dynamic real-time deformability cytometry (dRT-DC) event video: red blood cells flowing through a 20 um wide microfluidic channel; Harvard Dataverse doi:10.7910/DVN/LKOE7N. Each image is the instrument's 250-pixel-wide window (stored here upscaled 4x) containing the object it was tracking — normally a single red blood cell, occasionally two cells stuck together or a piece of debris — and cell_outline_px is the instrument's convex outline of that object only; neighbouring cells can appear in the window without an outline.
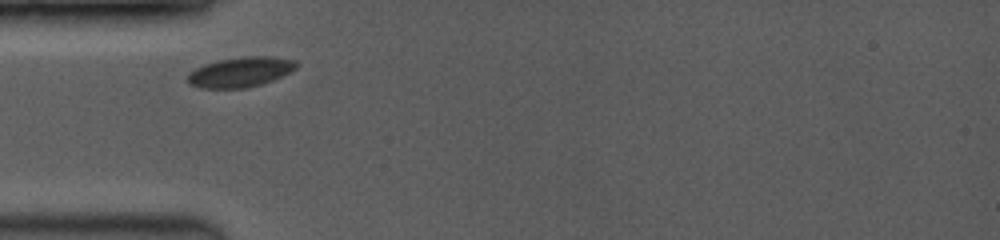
{"species": "common noctule bat (a hibernating species)", "species_latin": "Nyctalus noctula", "temperature_condition": "room temperature", "stored_images_in_passage": 16, "camera_frame_rate_fps": 3500, "um_per_image_px": 0.085, "animal": {"sex": "female", "body_mass_g": 19.0, "forearm_length_mm": 53.3}, "frame": {"image": 1, "passage_image": 1, "time_ms": 0.0, "image_size_px": [1000, 240], "cell_outline_px": [[300, 64], [296, 68], [272, 80], [260, 84], [244, 88], [200, 88], [188, 84], [188, 72], [204, 64], [216, 60], [244, 56], [272, 56], [296, 60]], "centroid_in_image_um": [20.42, 6.11], "position_along_channel_um": 64.6, "area_um2": 19.07}}
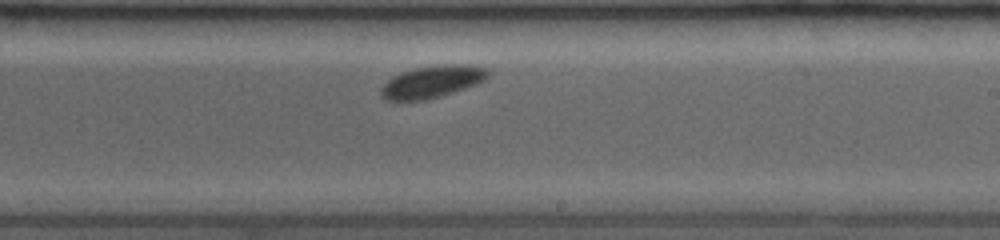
{"frame": {"image": 2, "passage_image": 7, "time_ms": 4.857, "image_size_px": [1000, 240], "cell_outline_px": [[492, 72], [484, 80], [476, 84], [440, 96], [424, 100], [388, 100], [380, 92], [380, 88], [392, 76], [400, 72], [416, 68], [444, 64], [460, 64], [488, 68]], "centroid_in_image_um": [36.75, 6.93], "position_along_channel_um": 252.2, "area_um2": 19.83}}
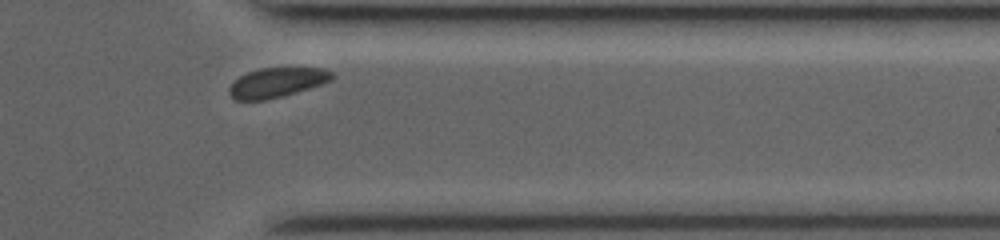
{"frame": {"image": 3, "passage_image": 14, "time_ms": 8.286, "image_size_px": [1000, 240], "cell_outline_px": [[336, 76], [332, 80], [324, 84], [284, 96], [264, 100], [236, 100], [228, 92], [228, 88], [240, 76], [248, 72], [260, 68], [324, 68], [332, 72]], "centroid_in_image_um": [23.59, 7.01], "position_along_channel_um": 387.8, "area_um2": 17.86}}